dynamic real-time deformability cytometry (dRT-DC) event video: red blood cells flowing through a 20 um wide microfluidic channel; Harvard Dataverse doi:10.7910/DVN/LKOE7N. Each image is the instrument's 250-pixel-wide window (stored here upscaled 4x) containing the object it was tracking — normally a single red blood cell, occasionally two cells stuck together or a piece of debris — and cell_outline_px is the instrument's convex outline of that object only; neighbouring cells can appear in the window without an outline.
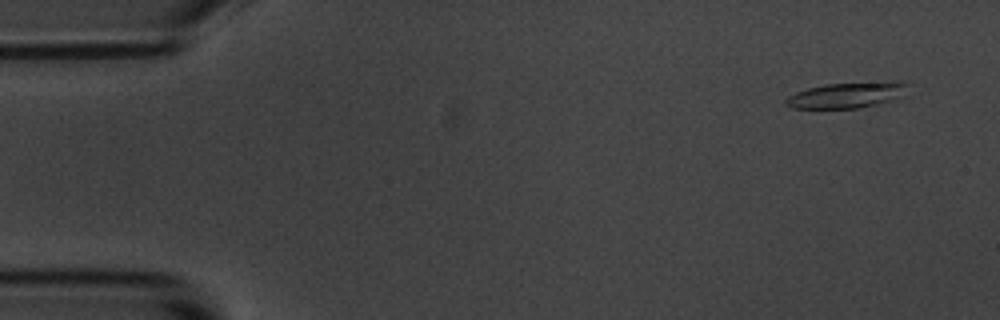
{"species": "common noctule bat (a hibernating species)", "species_latin": "Nyctalus noctula", "temperature_condition": "room temperature", "stored_images_in_passage": 4, "camera_frame_rate_fps": 3000, "um_per_image_px": 0.085, "animal": {"sex": "male", "body_mass_g": 20.1, "forearm_length_mm": 53.5}, "frame": {"image": 1, "passage_image": 1, "time_ms": 0.0, "image_size_px": [1000, 320], "cell_outline_px": [[908, 96], [896, 100], [860, 108], [792, 108], [784, 104], [784, 100], [788, 96], [796, 92], [808, 88], [824, 84], [896, 80], [908, 84]], "centroid_in_image_um": [72.1, 8.07], "position_along_channel_um": 12.9, "area_um2": 18.96}}
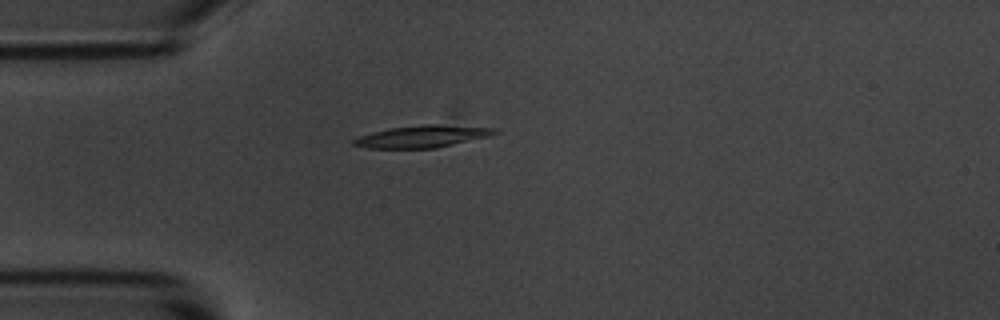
{"frame": {"image": 2, "passage_image": 4, "time_ms": 1.0, "image_size_px": [1000, 320], "cell_outline_px": [[500, 132], [488, 136], [436, 148], [368, 148], [352, 144], [352, 140], [360, 136], [372, 132], [388, 128], [420, 124], [436, 124], [496, 128]], "centroid_in_image_um": [35.88, 11.59], "position_along_channel_um": 49.1, "area_um2": 18.09}}